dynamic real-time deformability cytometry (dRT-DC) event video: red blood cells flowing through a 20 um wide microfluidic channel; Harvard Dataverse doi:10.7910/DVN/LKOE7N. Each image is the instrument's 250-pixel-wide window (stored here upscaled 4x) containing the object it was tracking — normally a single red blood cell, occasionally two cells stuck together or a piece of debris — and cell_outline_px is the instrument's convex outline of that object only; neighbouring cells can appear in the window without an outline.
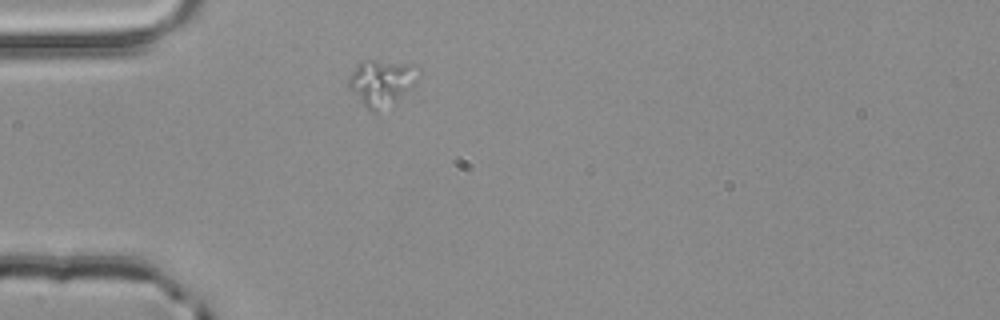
{"species": "common noctule bat (a hibernating species)", "species_latin": "Nyctalus noctula", "temperature_condition": "room temperature", "stored_images_in_passage": 1, "camera_frame_rate_fps": 3000, "um_per_image_px": 0.085, "animal": {"sex": "male", "body_mass_g": 20.4}, "frame": {"image": 1, "passage_image": 1, "time_ms": 0.0, "image_size_px": [1000, 320], "cell_outline_px": [[420, 76], [412, 84], [376, 112], [372, 112], [348, 88], [348, 80], [356, 64], [364, 60], [372, 60], [416, 64], [420, 68]], "centroid_in_image_um": [32.4, 6.93], "position_along_channel_um": 52.6, "area_um2": 17.86}}